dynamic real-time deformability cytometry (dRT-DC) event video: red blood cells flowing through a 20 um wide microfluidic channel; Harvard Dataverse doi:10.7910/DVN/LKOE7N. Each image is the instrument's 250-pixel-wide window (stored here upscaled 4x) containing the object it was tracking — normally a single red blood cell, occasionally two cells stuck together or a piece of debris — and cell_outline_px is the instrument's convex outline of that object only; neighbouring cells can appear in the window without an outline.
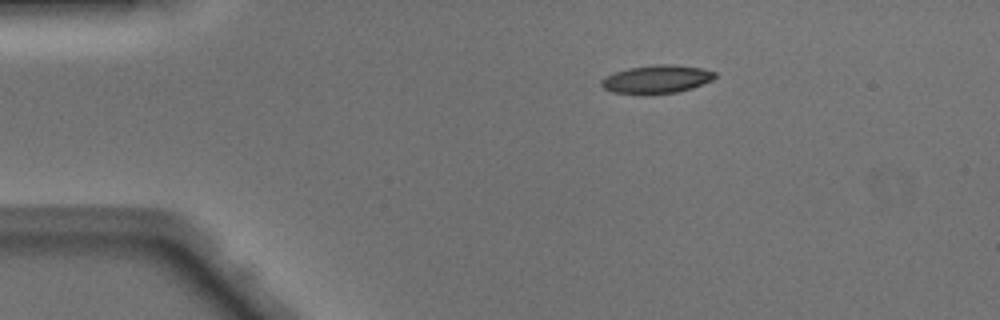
{"species": "Egyptian fruit bat (a non-hibernating species)", "species_latin": "Rousettus aegyptiacus", "temperature_condition": "warm", "stored_images_in_passage": 41, "camera_frame_rate_fps": 3000, "um_per_image_px": 0.085, "animal": {"sex": "male"}, "frame": {"image": 1, "passage_image": 1, "time_ms": 0.0, "image_size_px": [1000, 320], "cell_outline_px": [[716, 76], [712, 80], [692, 88], [676, 92], [644, 96], [612, 92], [604, 88], [600, 84], [600, 80], [616, 72], [628, 68], [660, 64], [668, 64], [704, 68], [716, 72]], "centroid_in_image_um": [55.81, 6.76], "position_along_channel_um": 29.2, "area_um2": 18.9}}
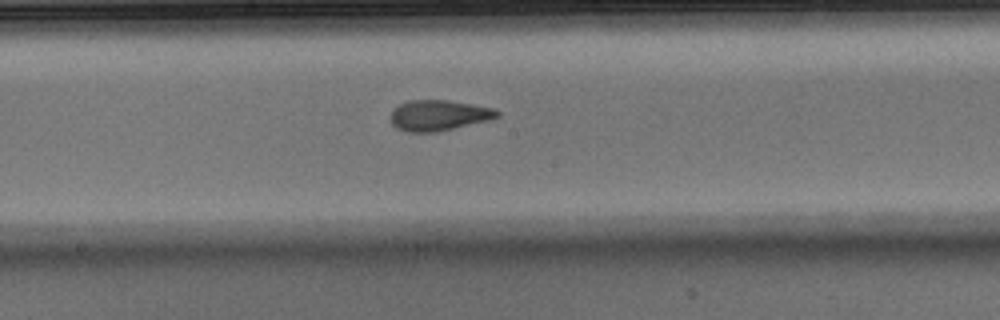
{"frame": {"image": 2, "passage_image": 18, "time_ms": 5.667, "image_size_px": [1000, 320], "cell_outline_px": [[500, 116], [492, 120], [436, 132], [404, 132], [396, 128], [392, 124], [392, 112], [400, 104], [408, 100], [448, 100], [496, 108], [500, 112]], "centroid_in_image_um": [37.35, 9.81], "position_along_channel_um": 210.8, "area_um2": 19.19}}
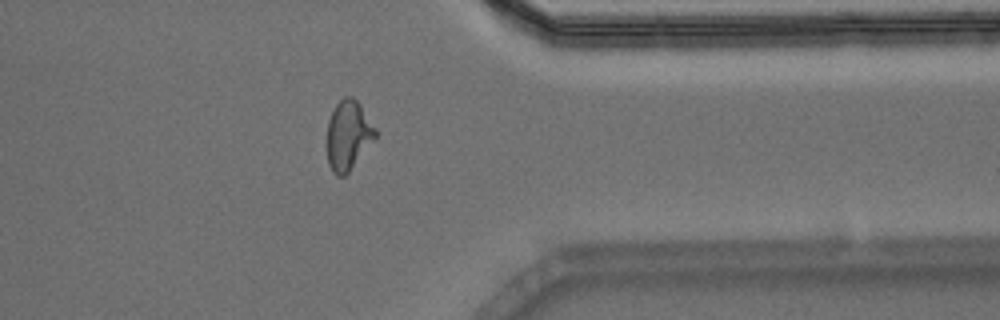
{"frame": {"image": 3, "passage_image": 31, "time_ms": 10.0, "image_size_px": [1000, 320], "cell_outline_px": [[376, 136], [348, 172], [344, 176], [336, 176], [332, 172], [328, 164], [328, 120], [336, 104], [344, 96], [352, 96], [360, 104], [376, 128]], "centroid_in_image_um": [29.59, 11.48], "position_along_channel_um": 381.8, "area_um2": 19.25}, "authors_computed_cell_mechanics": {"area_um2": 19.1896, "velocity_mm_per_s": 4.1607, "shape_relaxation_time_tau1_ms": 6.5994, "shape_relaxation_time_tau2_ms": 1.5389, "deformation_change_tau1": 0.2668, "deformation_change_tau2": 0.0878}}